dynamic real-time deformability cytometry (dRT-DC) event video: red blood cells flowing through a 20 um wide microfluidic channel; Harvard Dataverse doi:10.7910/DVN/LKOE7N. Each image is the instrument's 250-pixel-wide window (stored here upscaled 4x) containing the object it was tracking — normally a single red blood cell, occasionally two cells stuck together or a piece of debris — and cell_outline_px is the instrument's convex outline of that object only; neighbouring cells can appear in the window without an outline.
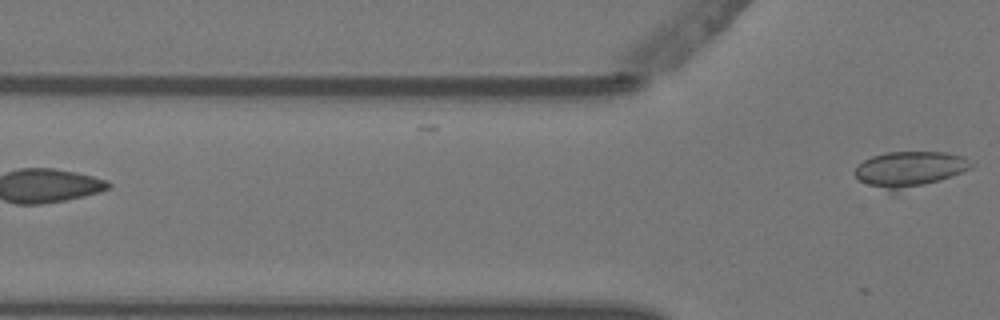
{"species": "Egyptian fruit bat (a non-hibernating species)", "species_latin": "Rousettus aegyptiacus", "temperature_condition": "warm", "stored_images_in_passage": 5, "camera_frame_rate_fps": 3000, "um_per_image_px": 0.085, "animal": {"sex": "female"}, "frame": {"image": 1, "passage_image": 5, "time_ms": 1.333, "image_size_px": [1000, 320], "cell_outline_px": [[972, 168], [940, 180], [896, 192], [892, 192], [868, 184], [860, 180], [852, 172], [864, 160], [872, 156], [884, 152], [944, 152], [964, 156], [972, 164]], "centroid_in_image_um": [77.3, 14.37], "position_along_channel_um": 48.5, "area_um2": 23.93}}